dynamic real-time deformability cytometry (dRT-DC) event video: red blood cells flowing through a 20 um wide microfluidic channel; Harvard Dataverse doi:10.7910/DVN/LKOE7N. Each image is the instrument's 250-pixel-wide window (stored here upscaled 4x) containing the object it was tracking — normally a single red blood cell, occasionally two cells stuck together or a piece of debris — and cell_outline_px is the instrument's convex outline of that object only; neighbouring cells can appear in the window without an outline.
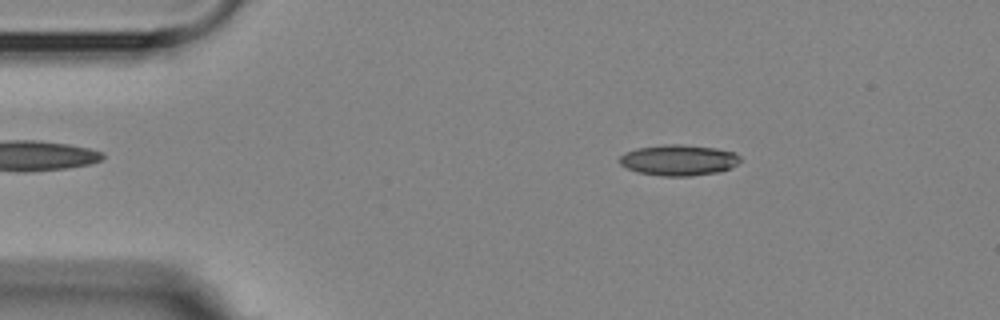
{"species": "Egyptian fruit bat (a non-hibernating species)", "species_latin": "Rousettus aegyptiacus", "temperature_condition": "room temperature", "stored_images_in_passage": 3, "camera_frame_rate_fps": 3000, "um_per_image_px": 0.085, "animal": {"sex": "female"}, "frame": {"image": 1, "passage_image": 1, "time_ms": 0.0, "image_size_px": [1000, 320], "cell_outline_px": [[740, 160], [736, 164], [720, 172], [692, 176], [660, 176], [636, 172], [620, 164], [620, 156], [624, 152], [636, 148], [672, 144], [680, 144], [716, 148], [736, 152], [740, 156]], "centroid_in_image_um": [57.68, 13.61], "position_along_channel_um": 27.3, "area_um2": 21.73}}
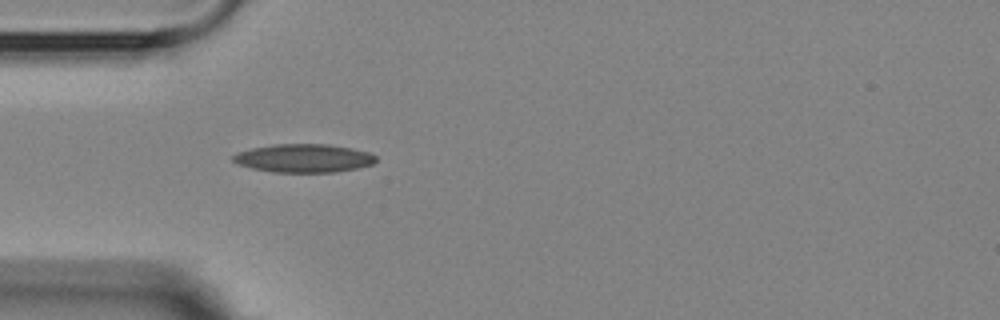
{"frame": {"image": 2, "passage_image": 3, "time_ms": 2.333, "image_size_px": [1000, 320], "cell_outline_px": [[376, 160], [372, 164], [356, 168], [336, 172], [272, 172], [252, 168], [236, 164], [232, 160], [232, 156], [240, 152], [252, 148], [276, 144], [328, 144], [368, 152], [376, 156]], "centroid_in_image_um": [25.79, 13.45], "position_along_channel_um": 59.2, "area_um2": 23.41}}